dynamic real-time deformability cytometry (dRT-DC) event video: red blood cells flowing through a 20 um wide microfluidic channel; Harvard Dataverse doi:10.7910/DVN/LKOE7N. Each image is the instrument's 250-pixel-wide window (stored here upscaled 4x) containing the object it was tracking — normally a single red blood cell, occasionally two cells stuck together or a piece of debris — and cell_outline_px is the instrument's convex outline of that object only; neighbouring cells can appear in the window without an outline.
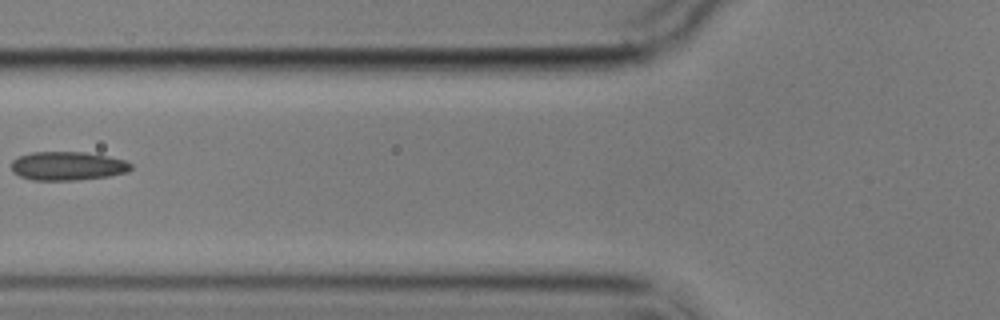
{"species": "common noctule bat (a hibernating species)", "species_latin": "Nyctalus noctula", "temperature_condition": "cold", "stored_images_in_passage": 7, "camera_frame_rate_fps": 3000, "um_per_image_px": 0.085, "animal": {"sex": "male", "body_mass_g": 17.9}, "frame": {"image": 1, "passage_image": 6, "time_ms": 5.667, "image_size_px": [1000, 320], "cell_outline_px": [[132, 168], [128, 172], [108, 176], [76, 180], [32, 180], [20, 176], [12, 172], [12, 160], [20, 156], [32, 152], [84, 152], [108, 156], [124, 160], [132, 164]], "centroid_in_image_um": [5.75, 14.11], "position_along_channel_um": 120.0, "area_um2": 20.0}}
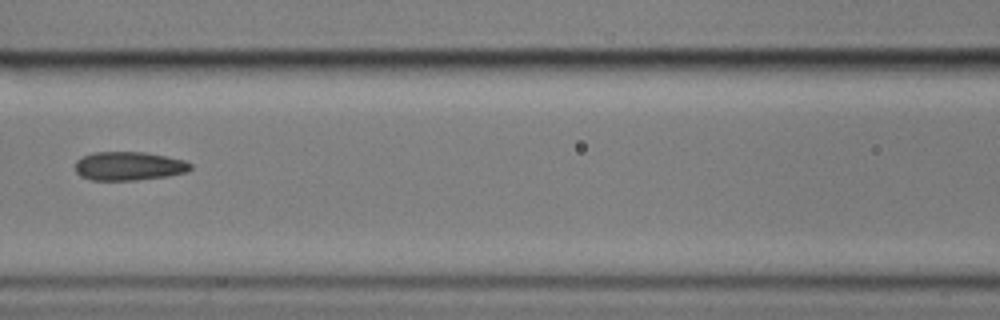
{"frame": {"image": 2, "passage_image": 7, "time_ms": 6.667, "image_size_px": [1000, 320], "cell_outline_px": [[192, 168], [188, 172], [168, 176], [136, 180], [92, 180], [80, 176], [76, 172], [76, 160], [92, 152], [144, 152], [184, 160], [192, 164]], "centroid_in_image_um": [10.96, 14.12], "position_along_channel_um": 155.6, "area_um2": 19.31}}